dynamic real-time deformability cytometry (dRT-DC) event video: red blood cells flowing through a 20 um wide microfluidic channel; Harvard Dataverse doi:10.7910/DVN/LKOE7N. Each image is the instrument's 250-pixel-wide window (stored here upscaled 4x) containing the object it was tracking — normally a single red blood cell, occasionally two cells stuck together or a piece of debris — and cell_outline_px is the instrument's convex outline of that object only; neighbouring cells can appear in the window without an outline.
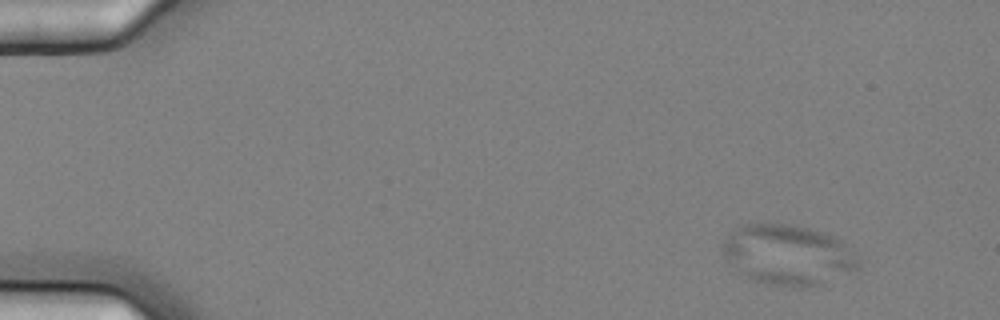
{"species": "common noctule bat (a hibernating species)", "species_latin": "Nyctalus noctula", "temperature_condition": "cold", "stored_images_in_passage": 9, "camera_frame_rate_fps": 3000, "um_per_image_px": 0.085, "animal": {"sex": "female", "body_mass_g": 25.1}, "frame": {"image": 1, "passage_image": 2, "time_ms": 0.333, "image_size_px": [1000, 320], "cell_outline_px": [[860, 268], [820, 284], [800, 288], [792, 288], [764, 284], [748, 276], [732, 264], [724, 256], [720, 248], [728, 232], [732, 228], [744, 224], [792, 224], [824, 232], [836, 236], [860, 256]], "centroid_in_image_um": [67.0, 21.65], "position_along_channel_um": 18.0, "area_um2": 48.03}}
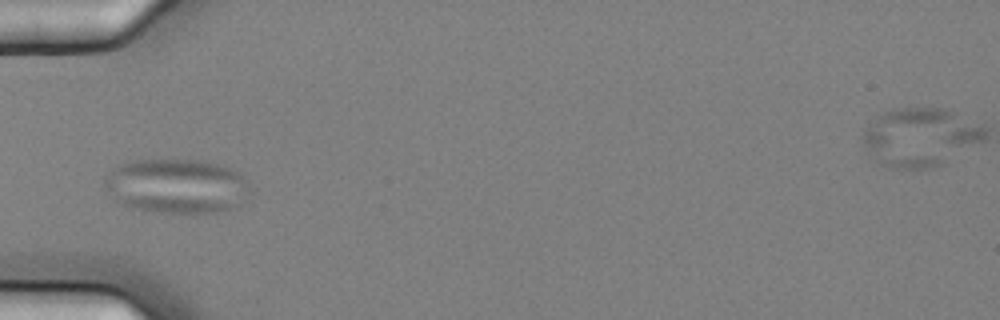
{"frame": {"image": 2, "passage_image": 6, "time_ms": 1.667, "image_size_px": [1000, 320], "cell_outline_px": [[252, 192], [236, 208], [216, 212], [160, 212], [132, 208], [116, 200], [104, 184], [104, 180], [120, 164], [132, 160], [200, 160], [216, 164], [240, 172], [244, 176]], "centroid_in_image_um": [15.09, 15.81], "position_along_channel_um": 69.9, "area_um2": 45.89}}